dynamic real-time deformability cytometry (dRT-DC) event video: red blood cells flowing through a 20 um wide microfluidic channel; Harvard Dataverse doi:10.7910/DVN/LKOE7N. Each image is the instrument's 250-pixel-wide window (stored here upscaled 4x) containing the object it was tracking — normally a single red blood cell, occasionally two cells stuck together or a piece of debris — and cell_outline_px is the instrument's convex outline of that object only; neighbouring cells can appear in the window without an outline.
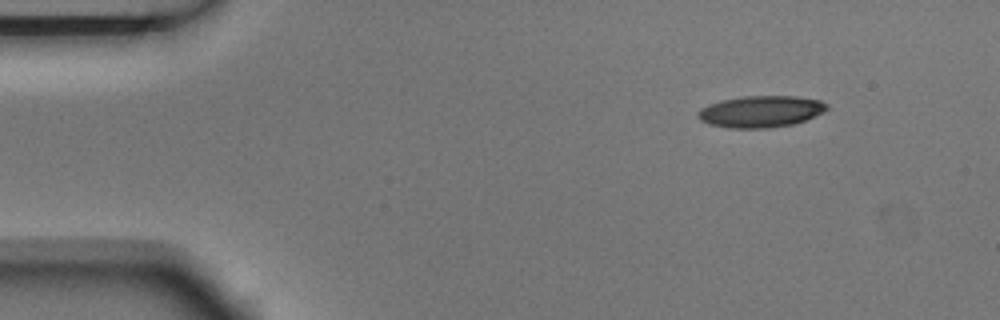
{"species": "Egyptian fruit bat (a non-hibernating species)", "species_latin": "Rousettus aegyptiacus", "temperature_condition": "room temperature", "stored_images_in_passage": 5, "camera_frame_rate_fps": 3000, "um_per_image_px": 0.085, "animal": {"sex": "male"}, "frame": {"image": 1, "passage_image": 1, "time_ms": 0.0, "image_size_px": [1000, 320], "cell_outline_px": [[828, 108], [824, 112], [804, 120], [792, 124], [768, 128], [732, 128], [708, 124], [700, 120], [696, 116], [696, 112], [700, 108], [708, 104], [720, 100], [744, 96], [796, 96], [820, 100], [828, 104]], "centroid_in_image_um": [64.63, 9.47], "position_along_channel_um": 20.4, "area_um2": 23.87}}
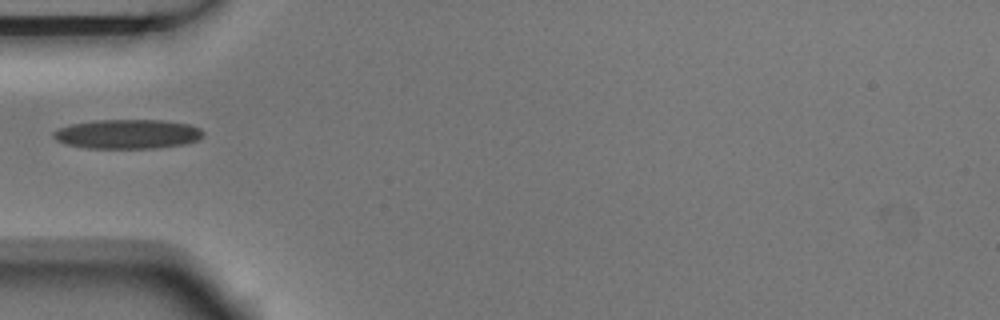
{"frame": {"image": 2, "passage_image": 4, "time_ms": 1.0, "image_size_px": [1000, 320], "cell_outline_px": [[204, 136], [196, 140], [184, 144], [152, 148], [88, 148], [68, 144], [56, 140], [52, 136], [52, 132], [60, 128], [72, 124], [96, 120], [160, 120], [188, 124], [200, 128], [204, 132]], "centroid_in_image_um": [10.85, 11.39], "position_along_channel_um": 74.2, "area_um2": 25.43}}
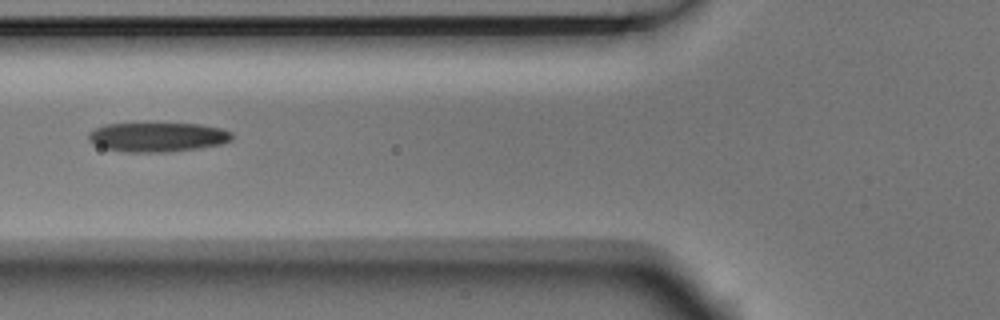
{"frame": {"image": 3, "passage_image": 5, "time_ms": 1.333, "image_size_px": [1000, 320], "cell_outline_px": [[232, 140], [220, 144], [196, 148], [160, 152], [124, 152], [104, 148], [88, 140], [88, 132], [104, 124], [200, 124], [220, 128], [232, 132]], "centroid_in_image_um": [13.37, 11.65], "position_along_channel_um": 112.4, "area_um2": 24.22}}